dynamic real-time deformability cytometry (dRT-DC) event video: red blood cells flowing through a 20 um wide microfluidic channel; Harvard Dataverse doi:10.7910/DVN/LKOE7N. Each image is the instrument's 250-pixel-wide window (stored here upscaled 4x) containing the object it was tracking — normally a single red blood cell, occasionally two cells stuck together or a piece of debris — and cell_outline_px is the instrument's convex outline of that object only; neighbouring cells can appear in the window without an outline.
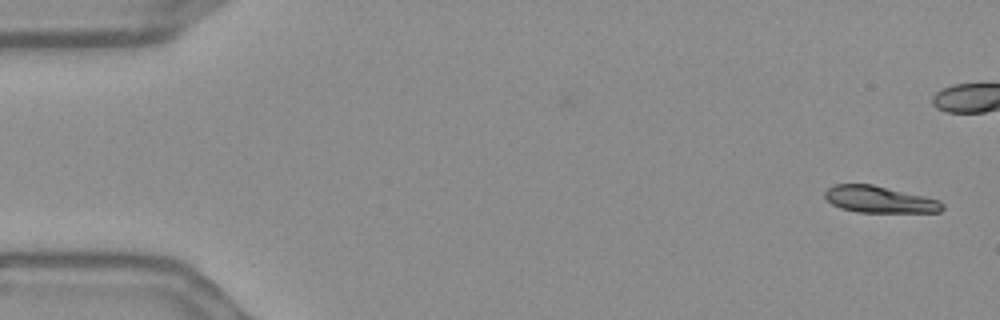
{"species": "Egyptian fruit bat (a non-hibernating species)", "species_latin": "Rousettus aegyptiacus", "temperature_condition": "warm", "stored_images_in_passage": 55, "camera_frame_rate_fps": 3000, "um_per_image_px": 0.085, "frame": {"image": 1, "passage_image": 1, "time_ms": 0.0, "image_size_px": [1000, 320], "cell_outline_px": [[944, 208], [940, 212], [856, 212], [840, 208], [832, 204], [824, 196], [824, 192], [828, 188], [836, 184], [872, 184], [924, 196], [940, 200], [944, 204]], "centroid_in_image_um": [74.76, 16.96], "position_along_channel_um": 10.2, "area_um2": 18.26}, "authors_computed_cell_mechanics": {"area_um2": 20.3456, "velocity_mm_per_s": 3.6515, "shape_relaxation_time_tau1_ms": 6.3862, "shape_relaxation_time_tau2_ms": null, "deformation_change_tau1": 0.2141, "deformation_change_tau2": null}}